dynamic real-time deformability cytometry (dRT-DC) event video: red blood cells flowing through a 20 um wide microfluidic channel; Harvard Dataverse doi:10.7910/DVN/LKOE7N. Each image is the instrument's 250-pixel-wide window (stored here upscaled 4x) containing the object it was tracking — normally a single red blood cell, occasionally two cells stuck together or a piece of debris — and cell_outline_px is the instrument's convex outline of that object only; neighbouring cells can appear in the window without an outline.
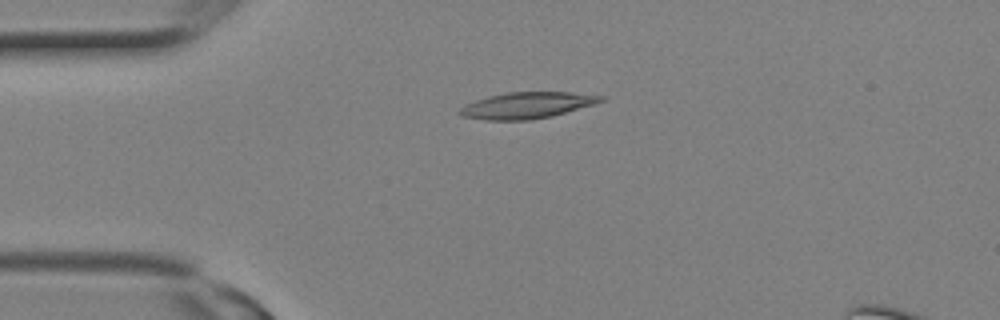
{"species": "Egyptian fruit bat (a non-hibernating species)", "species_latin": "Rousettus aegyptiacus", "temperature_condition": "room temperature", "stored_images_in_passage": 2, "camera_frame_rate_fps": 3000, "um_per_image_px": 0.085, "animal": {"sex": "female"}, "frame": {"image": 1, "passage_image": 2, "time_ms": 0.333, "image_size_px": [1000, 320], "cell_outline_px": [[608, 96], [604, 100], [592, 104], [552, 116], [528, 120], [484, 120], [460, 116], [456, 112], [464, 104], [488, 96], [508, 92], [568, 92]], "centroid_in_image_um": [44.73, 8.95], "position_along_channel_um": 40.3, "area_um2": 21.62}}